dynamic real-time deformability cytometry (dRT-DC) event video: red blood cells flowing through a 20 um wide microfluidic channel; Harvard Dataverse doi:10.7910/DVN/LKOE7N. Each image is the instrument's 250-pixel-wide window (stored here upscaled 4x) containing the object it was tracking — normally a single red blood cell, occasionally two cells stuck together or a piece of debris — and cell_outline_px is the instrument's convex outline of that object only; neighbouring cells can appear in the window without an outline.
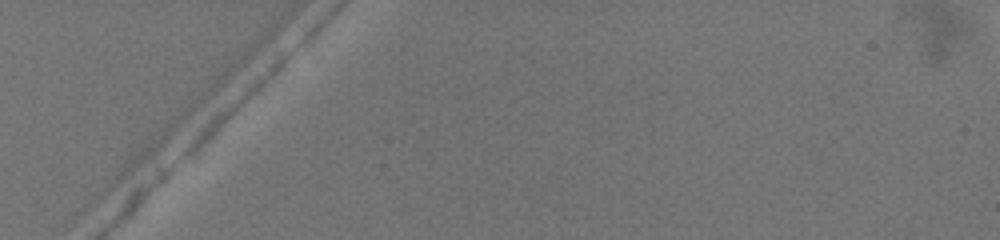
{"species": "common noctule bat (a hibernating species)", "species_latin": "Nyctalus noctula", "temperature_condition": "warm", "stored_images_in_passage": 2, "camera_frame_rate_fps": 3000, "um_per_image_px": 0.085, "animal": {"sex": "female", "body_mass_g": 19.5, "forearm_length_mm": 54.1}, "frame": {"image": 1, "passage_image": 1, "time_ms": 0.0, "image_size_px": [1000, 240], "cell_outline_px": [[292, 52], [284, 64], [260, 88], [184, 156], [180, 156], [184, 148], [196, 132], [220, 108], [280, 52], [292, 48]], "centroid_in_image_um": [20.28, 8.42], "position_along_channel_um": 64.7, "area_um2": 11.68}}